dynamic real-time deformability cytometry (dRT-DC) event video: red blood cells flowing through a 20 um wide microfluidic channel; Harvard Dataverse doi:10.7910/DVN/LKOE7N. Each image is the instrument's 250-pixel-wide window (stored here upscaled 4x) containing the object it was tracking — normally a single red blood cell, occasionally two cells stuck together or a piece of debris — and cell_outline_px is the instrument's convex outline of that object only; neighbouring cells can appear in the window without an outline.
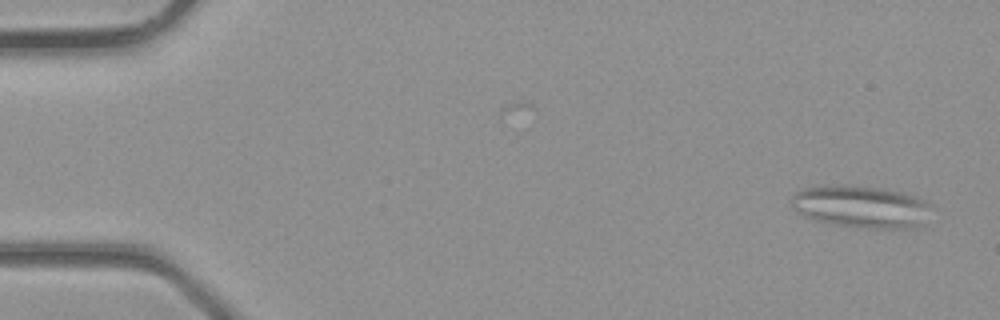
{"species": "common noctule bat (a hibernating species)", "species_latin": "Nyctalus noctula", "temperature_condition": "room temperature", "stored_images_in_passage": 3, "camera_frame_rate_fps": 3000, "um_per_image_px": 0.085, "animal": {"sex": "male", "body_mass_g": 23.1, "forearm_length_mm": 52.7}, "frame": {"image": 1, "passage_image": 1, "time_ms": 0.0, "image_size_px": [1000, 320], "cell_outline_px": [[932, 204], [924, 224], [916, 228], [856, 228], [832, 224], [816, 220], [804, 216], [796, 212], [792, 208], [792, 196], [796, 192], [804, 188], [880, 188], [900, 192], [924, 200]], "centroid_in_image_um": [73.24, 17.64], "position_along_channel_um": 11.8, "area_um2": 33.52}}